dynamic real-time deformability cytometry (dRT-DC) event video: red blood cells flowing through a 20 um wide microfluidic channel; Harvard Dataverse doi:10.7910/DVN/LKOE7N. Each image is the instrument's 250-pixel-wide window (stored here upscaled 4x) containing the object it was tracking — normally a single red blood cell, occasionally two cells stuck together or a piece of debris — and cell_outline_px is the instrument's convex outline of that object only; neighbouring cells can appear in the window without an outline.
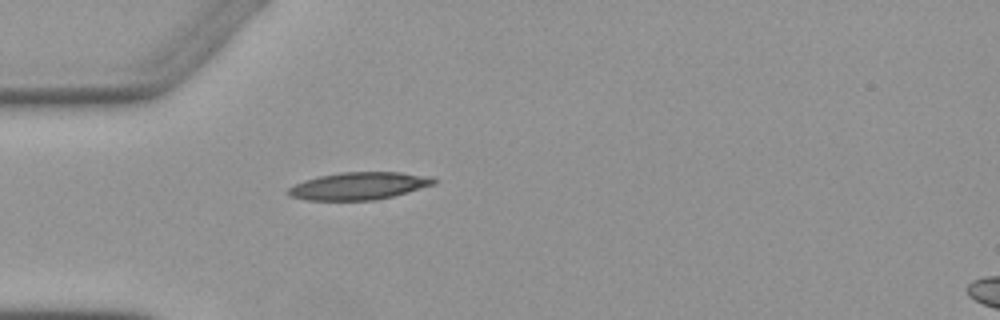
{"species": "Egyptian fruit bat (a non-hibernating species)", "species_latin": "Rousettus aegyptiacus", "temperature_condition": "warm", "stored_images_in_passage": 2, "camera_frame_rate_fps": 3000, "um_per_image_px": 0.085, "animal": {"sex": "female"}, "frame": {"image": 1, "passage_image": 2, "time_ms": 2.333, "image_size_px": [1000, 320], "cell_outline_px": [[436, 184], [408, 192], [376, 200], [308, 200], [288, 196], [284, 192], [288, 188], [304, 180], [320, 176], [340, 172], [400, 172], [432, 176], [436, 180]], "centroid_in_image_um": [30.5, 15.8], "position_along_channel_um": 54.5, "area_um2": 23.41}}